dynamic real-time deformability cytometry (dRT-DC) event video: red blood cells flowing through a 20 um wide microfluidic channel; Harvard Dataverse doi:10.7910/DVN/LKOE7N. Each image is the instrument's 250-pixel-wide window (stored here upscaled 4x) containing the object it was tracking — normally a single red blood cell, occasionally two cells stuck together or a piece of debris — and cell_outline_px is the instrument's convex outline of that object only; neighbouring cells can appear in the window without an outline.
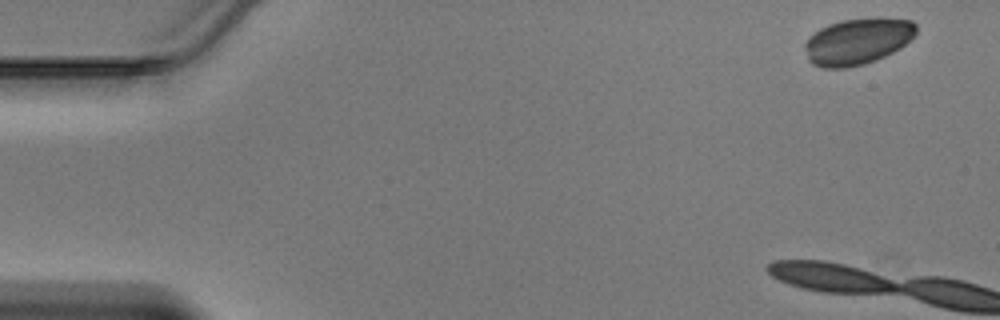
{"species": "Egyptian fruit bat (a non-hibernating species)", "species_latin": "Rousettus aegyptiacus", "temperature_condition": "warm", "stored_images_in_passage": 4, "camera_frame_rate_fps": 3000, "um_per_image_px": 0.085, "animal": {"sex": "male"}, "frame": {"image": 1, "passage_image": 1, "time_ms": 0.0, "image_size_px": [1000, 320], "cell_outline_px": [[916, 32], [900, 48], [876, 60], [864, 64], [848, 68], [824, 68], [812, 64], [808, 60], [804, 48], [804, 44], [808, 36], [820, 28], [828, 24], [840, 20], [912, 20], [916, 24]], "centroid_in_image_um": [72.8, 3.56], "position_along_channel_um": 12.2, "area_um2": 29.48}}